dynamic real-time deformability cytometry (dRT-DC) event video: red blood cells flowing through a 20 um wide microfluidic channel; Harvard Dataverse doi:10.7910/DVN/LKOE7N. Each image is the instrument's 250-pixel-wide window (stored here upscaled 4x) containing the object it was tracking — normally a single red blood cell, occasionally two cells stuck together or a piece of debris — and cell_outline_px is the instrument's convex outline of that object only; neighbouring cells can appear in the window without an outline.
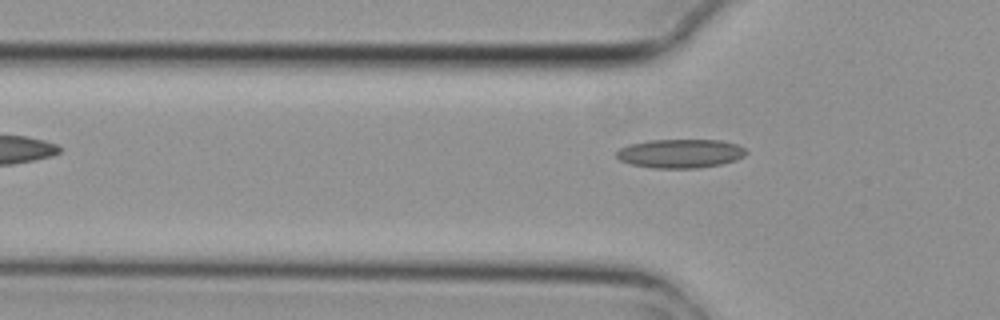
{"species": "common noctule bat (a hibernating species)", "species_latin": "Nyctalus noctula", "temperature_condition": "cold", "stored_images_in_passage": 4, "segment_of_instrument_passage": [2, 2], "camera_frame_rate_fps": 3000, "um_per_image_px": 0.085, "animal": {"sex": "female", "body_mass_g": 29.2, "forearm_length_mm": 56.3}, "frame": {"image": 1, "passage_image": 4, "time_ms": 1.0, "image_size_px": [1000, 320], "cell_outline_px": [[748, 152], [744, 156], [736, 160], [720, 164], [700, 168], [652, 168], [632, 164], [620, 160], [616, 156], [616, 152], [620, 148], [628, 144], [648, 140], [720, 140], [736, 144], [744, 148]], "centroid_in_image_um": [57.82, 13.04], "position_along_channel_um": 68.0, "area_um2": 21.85}}